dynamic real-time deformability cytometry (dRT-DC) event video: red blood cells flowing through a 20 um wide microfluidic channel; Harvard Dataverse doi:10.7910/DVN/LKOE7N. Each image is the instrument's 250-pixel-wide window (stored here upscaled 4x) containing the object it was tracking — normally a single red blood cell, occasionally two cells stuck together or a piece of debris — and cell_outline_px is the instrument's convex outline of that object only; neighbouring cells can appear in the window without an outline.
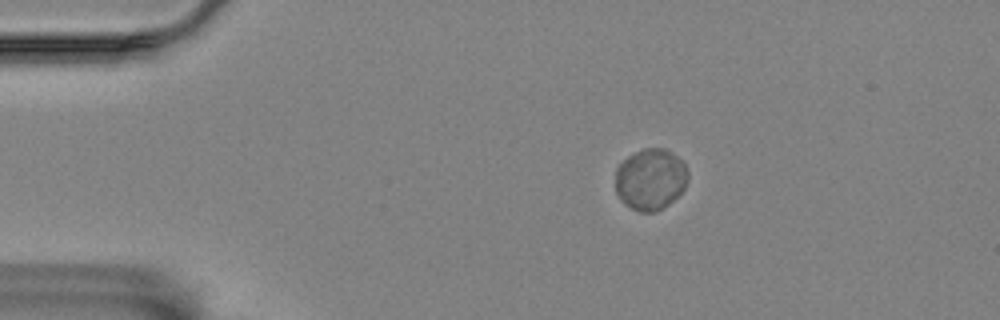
{"species": "Egyptian fruit bat (a non-hibernating species)", "species_latin": "Rousettus aegyptiacus", "temperature_condition": "room temperature", "stored_images_in_passage": 4, "camera_frame_rate_fps": 3000, "um_per_image_px": 0.085, "animal": {"sex": "female"}, "frame": {"image": 1, "passage_image": 1, "time_ms": 0.0, "image_size_px": [1000, 320], "cell_outline_px": [[688, 180], [684, 188], [668, 204], [652, 212], [640, 212], [624, 204], [616, 192], [616, 168], [628, 156], [644, 148], [664, 148], [676, 156], [684, 164], [688, 172]], "centroid_in_image_um": [55.28, 15.23], "position_along_channel_um": 29.7, "area_um2": 25.61}}